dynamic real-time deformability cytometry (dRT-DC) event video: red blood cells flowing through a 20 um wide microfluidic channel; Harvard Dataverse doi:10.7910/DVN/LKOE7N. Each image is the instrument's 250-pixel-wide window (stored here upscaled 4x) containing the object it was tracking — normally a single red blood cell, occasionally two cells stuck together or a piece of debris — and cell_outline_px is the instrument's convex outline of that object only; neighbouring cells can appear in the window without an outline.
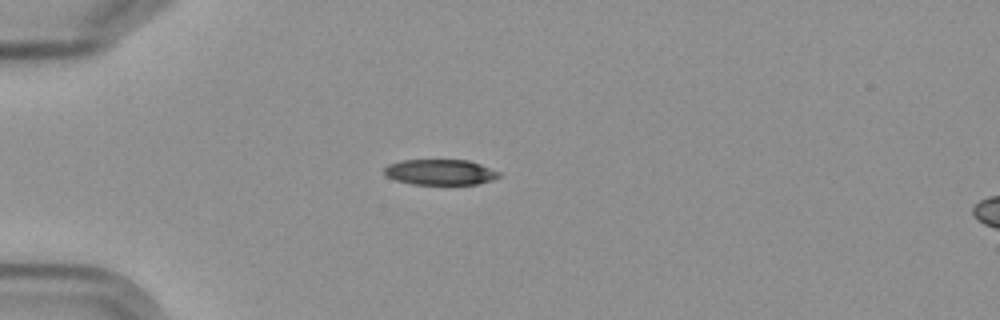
{"species": "Egyptian fruit bat (a non-hibernating species)", "species_latin": "Rousettus aegyptiacus", "temperature_condition": "cold", "stored_images_in_passage": 7, "camera_frame_rate_fps": 3000, "um_per_image_px": 0.085, "frame": {"image": 1, "passage_image": 4, "time_ms": 3.667, "image_size_px": [1000, 320], "cell_outline_px": [[500, 176], [492, 180], [476, 184], [412, 184], [396, 180], [388, 176], [384, 172], [384, 168], [388, 164], [400, 160], [468, 160], [480, 164], [500, 172]], "centroid_in_image_um": [37.42, 14.63], "position_along_channel_um": 47.6, "area_um2": 16.99}}
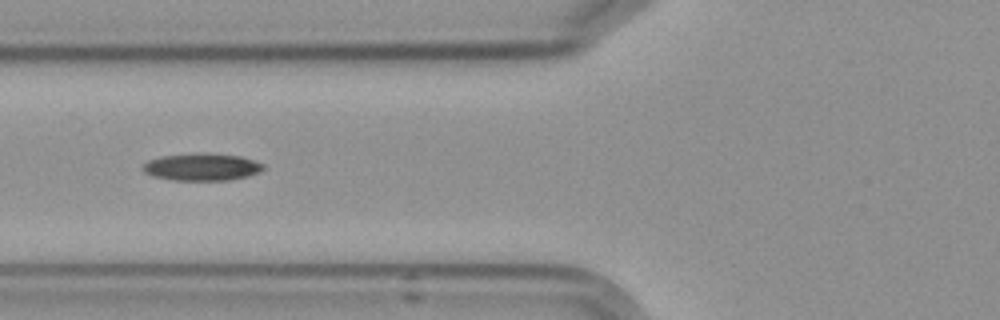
{"frame": {"image": 2, "passage_image": 6, "time_ms": 6.0, "image_size_px": [1000, 320], "cell_outline_px": [[264, 168], [260, 172], [248, 176], [228, 180], [172, 180], [152, 176], [144, 172], [140, 168], [148, 160], [160, 156], [200, 152], [208, 152], [240, 156], [264, 164]], "centroid_in_image_um": [17.13, 14.18], "position_along_channel_um": 108.7, "area_um2": 19.42}}
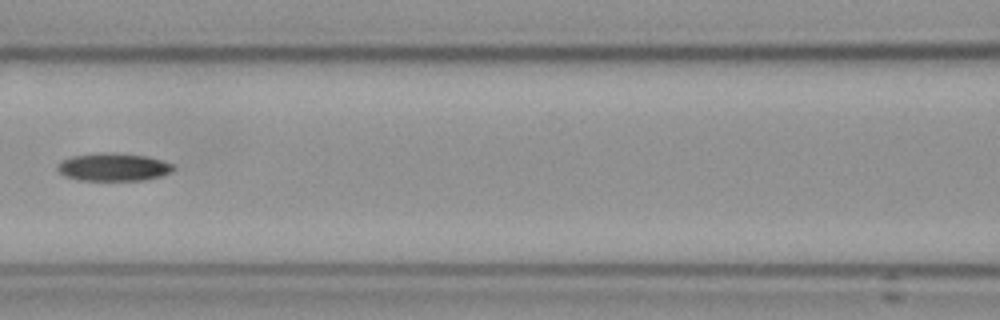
{"frame": {"image": 3, "passage_image": 7, "time_ms": 7.333, "image_size_px": [1000, 320], "cell_outline_px": [[176, 168], [160, 176], [144, 180], [80, 180], [64, 176], [56, 168], [56, 164], [72, 156], [100, 152], [112, 152], [144, 156], [160, 160], [172, 164]], "centroid_in_image_um": [9.59, 14.2], "position_along_channel_um": 157.0, "area_um2": 18.67}}